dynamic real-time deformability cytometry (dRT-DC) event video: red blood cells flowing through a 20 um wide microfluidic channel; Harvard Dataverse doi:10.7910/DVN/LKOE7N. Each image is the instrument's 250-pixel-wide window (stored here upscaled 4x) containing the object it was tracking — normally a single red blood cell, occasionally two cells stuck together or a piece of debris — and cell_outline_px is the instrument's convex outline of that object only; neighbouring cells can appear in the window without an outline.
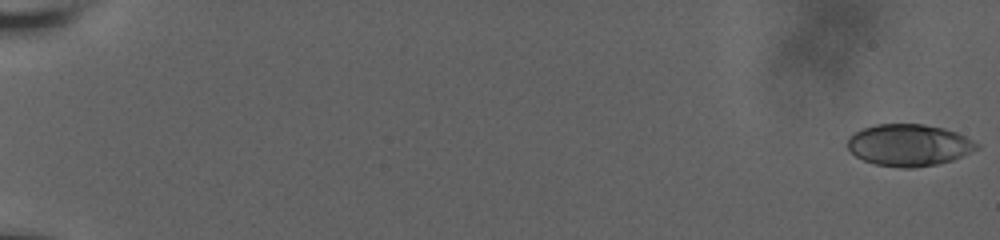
{"species": "human", "species_latin": "Homo sapiens", "temperature_condition": "room temperature", "stored_images_in_passage": 61, "camera_frame_rate_fps": 3000, "um_per_image_px": 0.085, "donor": {"sex": "male"}, "frame": {"image": 1, "passage_image": 1, "time_ms": 0.0, "image_size_px": [1000, 240], "cell_outline_px": [[980, 148], [952, 160], [936, 164], [912, 168], [900, 168], [876, 164], [864, 160], [856, 156], [848, 148], [848, 136], [864, 128], [876, 124], [924, 124], [944, 128], [956, 132], [980, 144]], "centroid_in_image_um": [77.27, 12.33], "position_along_channel_um": 7.7, "area_um2": 31.39}}
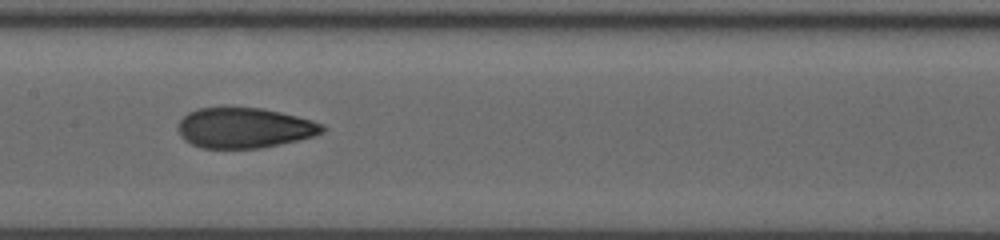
{"frame": {"image": 2, "passage_image": 34, "time_ms": 11.0, "image_size_px": [1000, 240], "cell_outline_px": [[328, 128], [324, 132], [312, 136], [280, 144], [260, 148], [200, 148], [184, 140], [180, 136], [176, 128], [180, 120], [188, 112], [196, 108], [224, 104], [264, 108], [312, 120], [324, 124]], "centroid_in_image_um": [20.72, 10.82], "position_along_channel_um": 186.7, "area_um2": 34.97}}
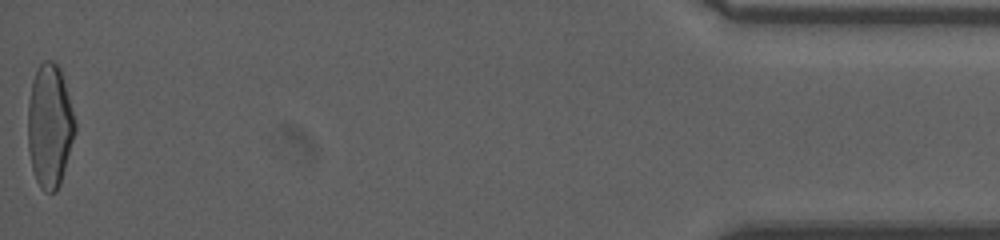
{"frame": {"image": 3, "passage_image": 61, "time_ms": 20.0, "image_size_px": [1000, 240], "cell_outline_px": [[76, 132], [60, 184], [56, 192], [44, 192], [40, 188], [36, 180], [32, 168], [28, 148], [28, 104], [32, 80], [40, 64], [44, 60], [52, 60], [60, 68], [76, 124]], "centroid_in_image_um": [4.22, 10.73], "position_along_channel_um": 431.0, "area_um2": 33.87}, "authors_computed_cell_mechanics": {"area_um2": 33.4662, "velocity_mm_per_s": 3.6651, "shape_relaxation_time_tau1_ms": 11.0717, "shape_relaxation_time_tau2_ms": 1.5018, "deformation_change_tau1": 0.2813, "deformation_change_tau2": 0.0808}}